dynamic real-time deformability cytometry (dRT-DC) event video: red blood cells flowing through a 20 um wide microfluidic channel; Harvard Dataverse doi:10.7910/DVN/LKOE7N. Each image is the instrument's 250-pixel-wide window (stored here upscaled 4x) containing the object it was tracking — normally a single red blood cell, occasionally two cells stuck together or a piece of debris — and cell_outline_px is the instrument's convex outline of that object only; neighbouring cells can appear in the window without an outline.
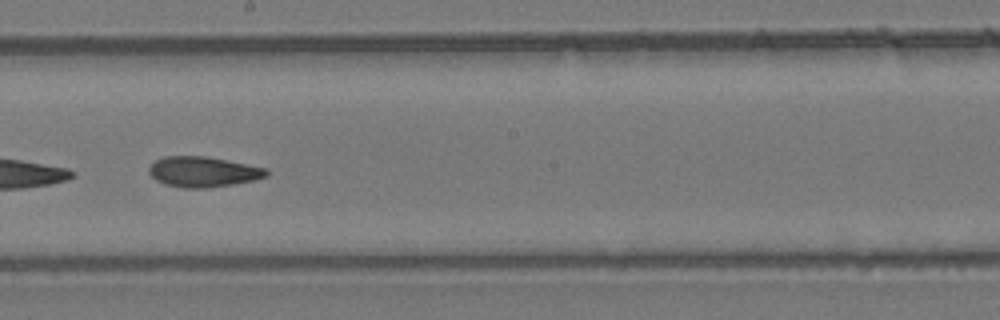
{"species": "common noctule bat (a hibernating species)", "species_latin": "Nyctalus noctula", "temperature_condition": "room temperature", "stored_images_in_passage": 13, "camera_frame_rate_fps": 3000, "um_per_image_px": 0.085, "animal": {"sex": "female", "body_mass_g": 24.6, "forearm_length_mm": 56.2}, "frame": {"image": 1, "passage_image": 8, "time_ms": 9.333, "image_size_px": [1000, 320], "cell_outline_px": [[268, 176], [256, 180], [208, 188], [184, 188], [164, 184], [156, 180], [148, 172], [148, 168], [156, 160], [164, 156], [204, 156], [268, 168]], "centroid_in_image_um": [17.27, 14.61], "position_along_channel_um": 230.9, "area_um2": 20.81}}
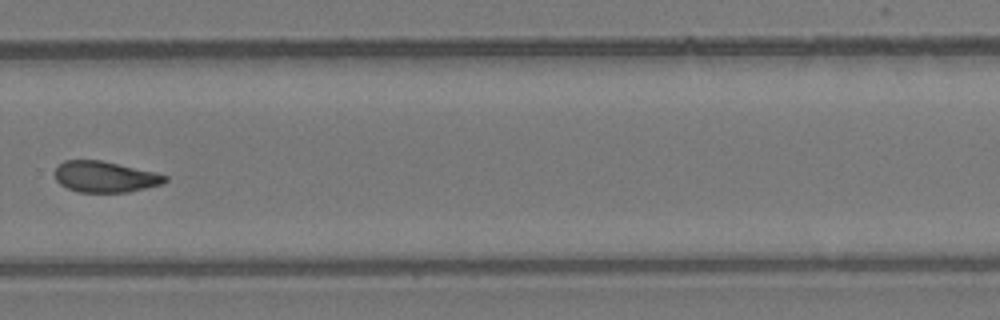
{"frame": {"image": 2, "passage_image": 10, "time_ms": 11.667, "image_size_px": [1000, 320], "cell_outline_px": [[168, 180], [164, 184], [128, 192], [76, 192], [60, 184], [56, 180], [56, 168], [64, 160], [100, 160], [156, 172], [168, 176]], "centroid_in_image_um": [8.96, 15.03], "position_along_channel_um": 320.8, "area_um2": 19.94}}
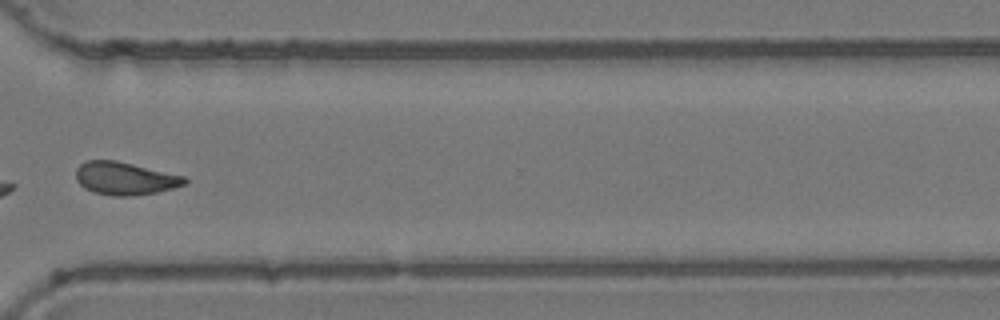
{"frame": {"image": 3, "passage_image": 11, "time_ms": 12.667, "image_size_px": [1000, 320], "cell_outline_px": [[188, 180], [184, 184], [172, 188], [156, 192], [136, 196], [112, 196], [92, 192], [84, 188], [76, 180], [76, 168], [84, 160], [116, 160], [184, 176]], "centroid_in_image_um": [10.57, 15.17], "position_along_channel_um": 360.0, "area_um2": 20.87}, "authors_computed_cell_mechanics": {"area_um2": 20.808, "velocity_mm_per_s": 3.8806, "shape_relaxation_time_tau1_ms": null, "shape_relaxation_time_tau2_ms": 2.7989, "deformation_change_tau1": null, "deformation_change_tau2": 0.0746}}